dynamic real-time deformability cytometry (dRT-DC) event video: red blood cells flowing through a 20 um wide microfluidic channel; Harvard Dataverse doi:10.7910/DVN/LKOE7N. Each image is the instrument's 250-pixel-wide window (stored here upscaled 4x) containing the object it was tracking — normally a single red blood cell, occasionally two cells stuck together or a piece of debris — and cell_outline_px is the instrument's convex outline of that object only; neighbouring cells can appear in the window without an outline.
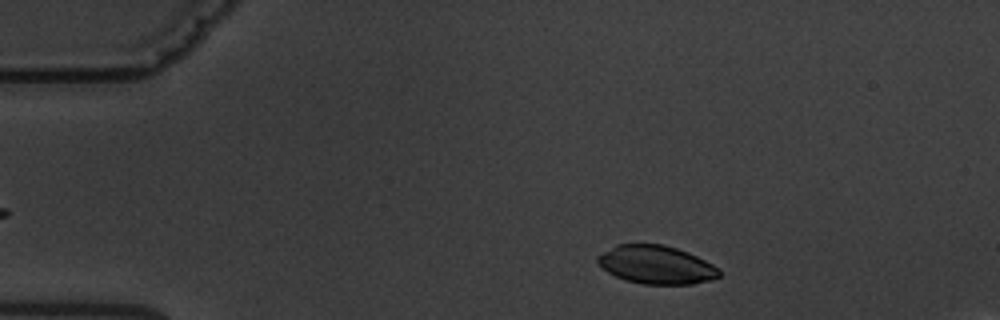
{"species": "common noctule bat (a hibernating species)", "species_latin": "Nyctalus noctula", "temperature_condition": "warm", "stored_images_in_passage": 2, "camera_frame_rate_fps": 3000, "um_per_image_px": 0.085, "animal": {"sex": "male", "body_mass_g": 19.5, "forearm_length_mm": 54.6}, "frame": {"image": 1, "passage_image": 2, "time_ms": 2.0, "image_size_px": [1000, 320], "cell_outline_px": [[720, 276], [712, 280], [692, 284], [644, 284], [624, 280], [608, 272], [596, 260], [596, 256], [616, 244], [664, 244], [688, 252], [720, 268]], "centroid_in_image_um": [55.79, 22.5], "position_along_channel_um": 29.2, "area_um2": 27.17}}